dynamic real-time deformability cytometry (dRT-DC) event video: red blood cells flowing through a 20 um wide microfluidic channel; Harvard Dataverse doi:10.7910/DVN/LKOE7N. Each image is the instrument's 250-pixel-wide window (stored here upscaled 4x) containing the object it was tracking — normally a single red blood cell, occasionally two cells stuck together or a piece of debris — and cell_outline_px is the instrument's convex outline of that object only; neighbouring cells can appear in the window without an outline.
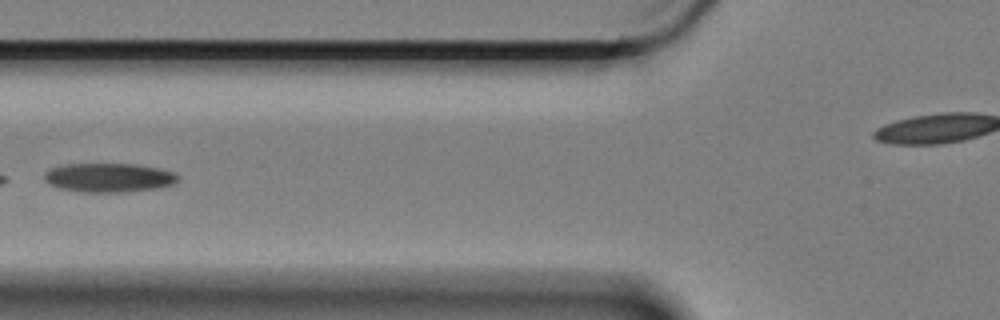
{"species": "Egyptian fruit bat (a non-hibernating species)", "species_latin": "Rousettus aegyptiacus", "temperature_condition": "cold", "stored_images_in_passage": 6, "camera_frame_rate_fps": 3000, "um_per_image_px": 0.085, "animal": {"sex": "female"}, "frame": {"image": 1, "passage_image": 6, "time_ms": 1.667, "image_size_px": [1000, 320], "cell_outline_px": [[180, 180], [176, 184], [156, 188], [124, 192], [80, 192], [60, 188], [48, 184], [44, 180], [44, 172], [52, 168], [64, 164], [136, 164], [160, 168], [172, 172], [180, 176]], "centroid_in_image_um": [9.27, 15.1], "position_along_channel_um": 116.5, "area_um2": 22.83}}